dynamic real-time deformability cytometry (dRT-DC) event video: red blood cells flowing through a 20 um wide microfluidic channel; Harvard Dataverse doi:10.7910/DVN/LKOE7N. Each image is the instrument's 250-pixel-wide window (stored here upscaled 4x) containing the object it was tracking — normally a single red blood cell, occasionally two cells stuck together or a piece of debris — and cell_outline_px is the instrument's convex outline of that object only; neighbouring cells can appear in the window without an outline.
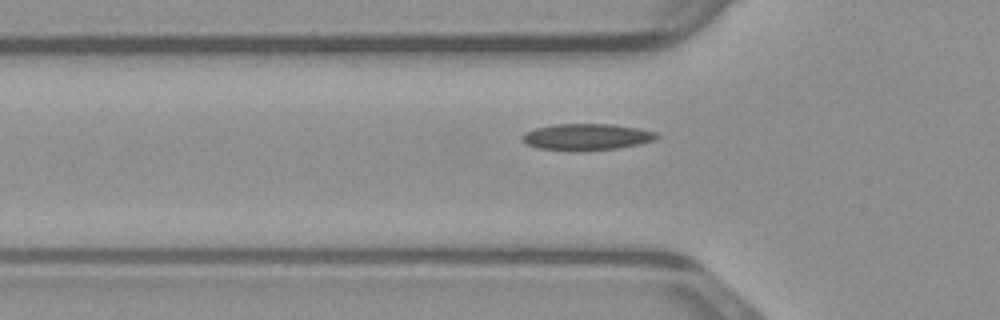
{"species": "common noctule bat (a hibernating species)", "species_latin": "Nyctalus noctula", "temperature_condition": "warm", "stored_images_in_passage": 30, "camera_frame_rate_fps": 3000, "um_per_image_px": 0.085, "animal": {"sex": "male", "body_mass_g": 23.1, "forearm_length_mm": 52.7}, "frame": {"image": 1, "passage_image": 4, "time_ms": 1.0, "image_size_px": [1000, 320], "cell_outline_px": [[660, 136], [652, 140], [640, 144], [616, 148], [572, 152], [536, 148], [520, 140], [520, 136], [524, 132], [536, 128], [556, 124], [612, 124], [640, 128], [656, 132]], "centroid_in_image_um": [49.82, 11.64], "position_along_channel_um": 76.0, "area_um2": 21.04}}
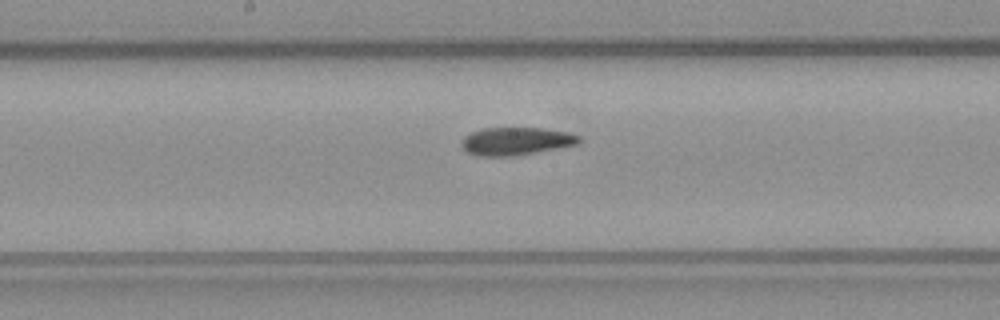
{"frame": {"image": 2, "passage_image": 13, "time_ms": 4.0, "image_size_px": [1000, 320], "cell_outline_px": [[580, 144], [516, 156], [476, 156], [468, 152], [460, 144], [464, 136], [472, 132], [484, 128], [544, 128], [568, 132], [580, 136]], "centroid_in_image_um": [43.88, 12.0], "position_along_channel_um": 204.3, "area_um2": 19.19}}
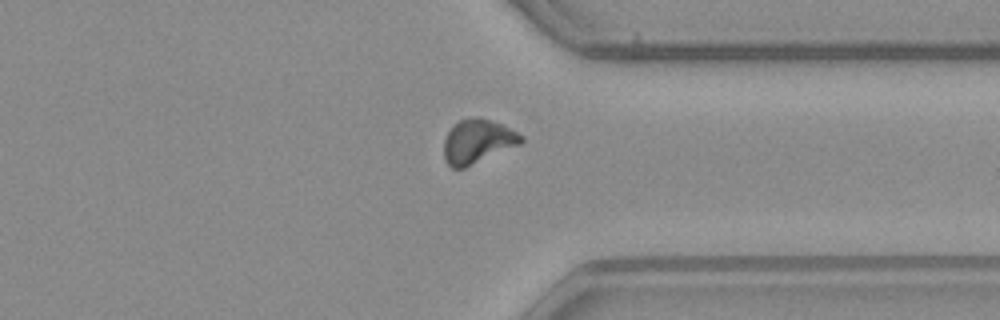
{"frame": {"image": 3, "passage_image": 25, "time_ms": 8.0, "image_size_px": [1000, 320], "cell_outline_px": [[524, 140], [520, 144], [464, 168], [452, 168], [444, 160], [444, 140], [448, 132], [460, 120], [480, 116], [500, 124], [524, 136]], "centroid_in_image_um": [40.58, 12.03], "position_along_channel_um": 370.8, "area_um2": 19.48}}